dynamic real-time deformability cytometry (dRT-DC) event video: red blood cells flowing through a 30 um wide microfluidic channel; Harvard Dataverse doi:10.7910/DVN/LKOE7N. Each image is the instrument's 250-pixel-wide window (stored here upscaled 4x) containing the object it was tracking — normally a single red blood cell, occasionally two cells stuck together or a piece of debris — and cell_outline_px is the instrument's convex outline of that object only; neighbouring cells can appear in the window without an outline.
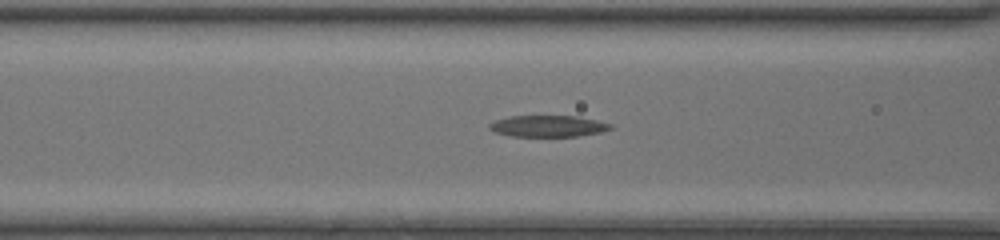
{"species": "common noctule bat (a hibernating species)", "species_latin": "Nyctalus noctula", "temperature_condition": "room temperature", "stored_images_in_passage": 24, "camera_frame_rate_fps": 3000, "um_per_image_px": 0.085, "animal": {"sex": "female", "body_mass_g": 20.0, "forearm_length_mm": 54.0}, "frame": {"image": 1, "passage_image": 5, "time_ms": 1.333, "image_size_px": [1000, 240], "cell_outline_px": [[612, 128], [600, 132], [576, 136], [512, 136], [496, 132], [488, 128], [488, 124], [496, 120], [508, 116], [576, 116], [596, 120], [612, 124]], "centroid_in_image_um": [46.56, 10.71], "position_along_channel_um": 120.0, "area_um2": 14.97}}
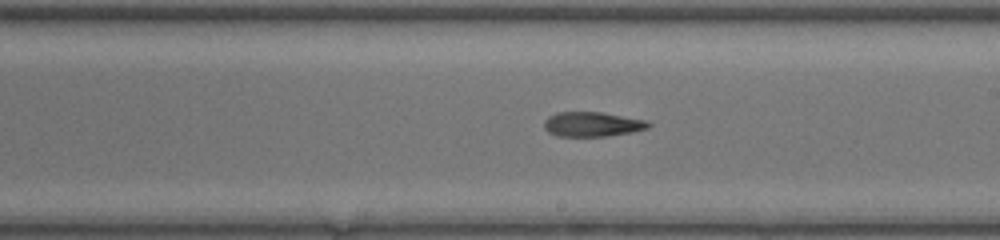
{"frame": {"image": 2, "passage_image": 13, "time_ms": 4.0, "image_size_px": [1000, 240], "cell_outline_px": [[652, 124], [648, 128], [632, 132], [608, 136], [556, 136], [548, 132], [544, 128], [544, 120], [548, 116], [556, 112], [600, 112], [648, 120]], "centroid_in_image_um": [50.34, 10.56], "position_along_channel_um": 238.7, "area_um2": 15.14}}
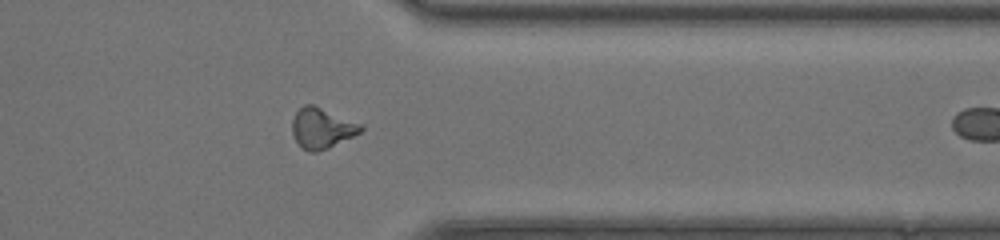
{"frame": {"image": 3, "passage_image": 23, "time_ms": 7.333, "image_size_px": [1000, 240], "cell_outline_px": [[364, 128], [360, 132], [328, 148], [316, 152], [308, 152], [300, 148], [292, 132], [292, 120], [296, 112], [304, 104], [312, 104], [364, 124]], "centroid_in_image_um": [27.35, 10.89], "position_along_channel_um": 384.0, "area_um2": 16.24}}